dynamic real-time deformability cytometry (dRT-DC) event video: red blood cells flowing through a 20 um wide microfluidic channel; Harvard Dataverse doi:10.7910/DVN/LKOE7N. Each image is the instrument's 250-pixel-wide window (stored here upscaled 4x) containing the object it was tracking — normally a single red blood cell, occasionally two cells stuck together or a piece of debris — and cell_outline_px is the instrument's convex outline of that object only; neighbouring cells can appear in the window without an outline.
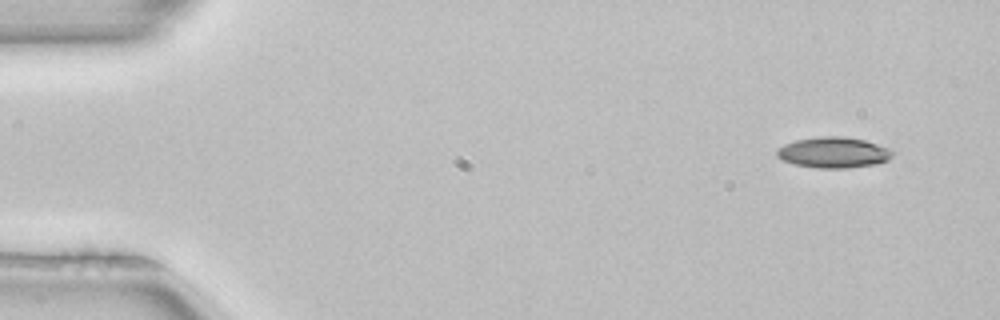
{"species": "common noctule bat (a hibernating species)", "species_latin": "Nyctalus noctula", "temperature_condition": "room temperature", "stored_images_in_passage": 5, "camera_frame_rate_fps": 3000, "um_per_image_px": 0.085, "animal": {"sex": "female", "body_mass_g": 22.7, "forearm_length_mm": 54.2}, "frame": {"image": 1, "passage_image": 1, "time_ms": 0.0, "image_size_px": [1000, 320], "cell_outline_px": [[896, 152], [888, 160], [876, 164], [844, 168], [816, 168], [796, 164], [784, 160], [776, 156], [776, 148], [784, 144], [796, 140], [820, 136], [844, 136], [864, 140], [888, 148]], "centroid_in_image_um": [70.84, 12.95], "position_along_channel_um": 14.2, "area_um2": 20.75}}